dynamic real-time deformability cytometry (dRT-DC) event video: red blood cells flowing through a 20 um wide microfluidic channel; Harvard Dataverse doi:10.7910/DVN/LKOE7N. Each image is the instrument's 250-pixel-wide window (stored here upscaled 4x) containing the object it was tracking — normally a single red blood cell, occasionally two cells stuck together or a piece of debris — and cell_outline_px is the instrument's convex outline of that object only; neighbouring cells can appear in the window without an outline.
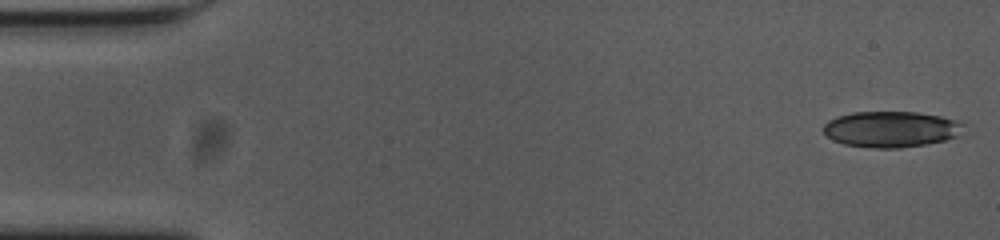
{"species": "common noctule bat (a hibernating species)", "species_latin": "Nyctalus noctula", "temperature_condition": "cold", "stored_images_in_passage": 17, "camera_frame_rate_fps": 3000, "um_per_image_px": 0.085, "animal": {"sex": "female", "body_mass_g": 23.0, "forearm_length_mm": 53.4}, "frame": {"image": 1, "passage_image": 1, "time_ms": 0.0, "image_size_px": [1000, 240], "cell_outline_px": [[972, 132], [960, 136], [944, 140], [924, 144], [900, 148], [876, 148], [844, 144], [832, 140], [824, 132], [824, 124], [828, 120], [852, 112], [916, 112], [940, 116], [960, 120], [972, 124]], "centroid_in_image_um": [75.94, 10.98], "position_along_channel_um": 9.1, "area_um2": 30.17}}